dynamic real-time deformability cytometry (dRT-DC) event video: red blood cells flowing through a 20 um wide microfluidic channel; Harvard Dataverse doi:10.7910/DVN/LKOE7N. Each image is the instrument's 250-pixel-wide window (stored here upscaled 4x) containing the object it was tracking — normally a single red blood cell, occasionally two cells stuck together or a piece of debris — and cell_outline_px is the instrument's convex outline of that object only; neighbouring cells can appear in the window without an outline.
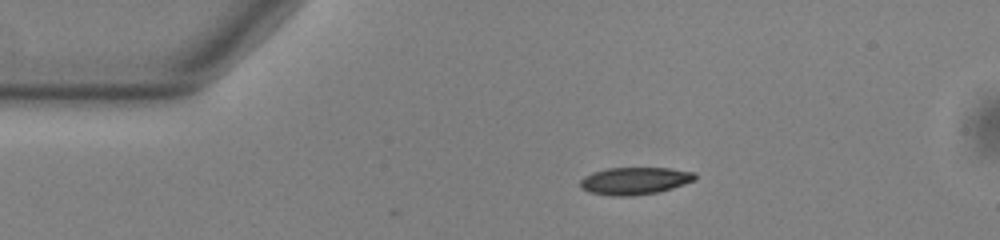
{"species": "common noctule bat (a hibernating species)", "species_latin": "Nyctalus noctula", "temperature_condition": "warm", "stored_images_in_passage": 33, "camera_frame_rate_fps": 3000, "um_per_image_px": 0.085, "animal": {"sex": "male", "body_mass_g": 13.0, "forearm_length_mm": 53.1}, "frame": {"image": 1, "passage_image": 1, "time_ms": 0.0, "image_size_px": [1000, 240], "cell_outline_px": [[696, 180], [672, 188], [656, 192], [632, 196], [612, 196], [588, 192], [580, 188], [580, 180], [584, 176], [592, 172], [608, 168], [672, 168], [696, 172]], "centroid_in_image_um": [53.95, 15.37], "position_along_channel_um": 31.1, "area_um2": 18.44}}
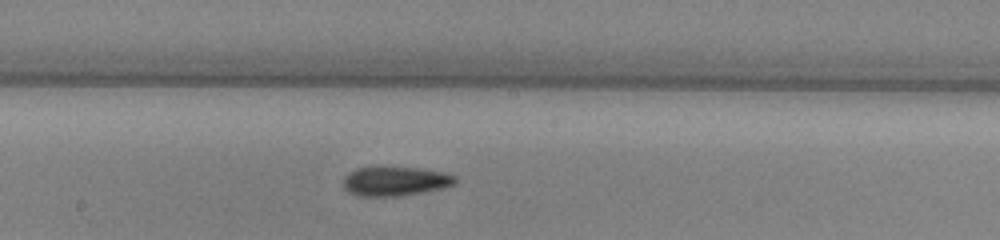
{"frame": {"image": 2, "passage_image": 19, "time_ms": 6.0, "image_size_px": [1000, 240], "cell_outline_px": [[456, 184], [444, 188], [396, 196], [356, 196], [348, 192], [344, 188], [344, 176], [348, 172], [356, 168], [380, 164], [384, 164], [420, 168], [444, 172], [456, 176]], "centroid_in_image_um": [33.55, 15.35], "position_along_channel_um": 214.6, "area_um2": 19.94}}
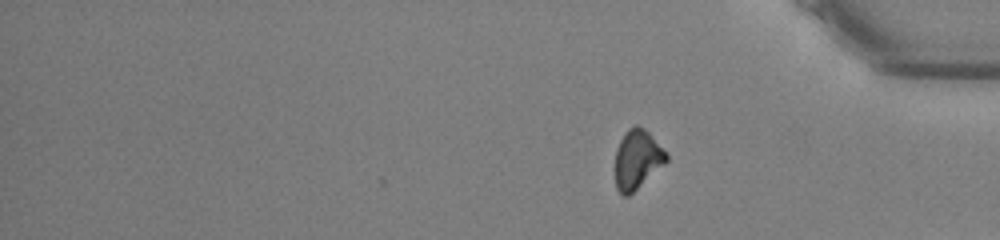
{"frame": {"image": 3, "passage_image": 33, "time_ms": 10.667, "image_size_px": [1000, 240], "cell_outline_px": [[668, 160], [664, 164], [628, 196], [624, 196], [616, 188], [612, 168], [616, 148], [624, 132], [628, 128], [636, 124], [644, 128], [668, 152]], "centroid_in_image_um": [54.11, 13.53], "position_along_channel_um": 381.1, "area_um2": 18.15}, "authors_computed_cell_mechanics": {"area_um2": 18.9006, "velocity_mm_per_s": 3.8364, "shape_relaxation_time_tau1_ms": 7.4153, "shape_relaxation_time_tau2_ms": 4.9749, "deformation_change_tau1": 0.1652, "deformation_change_tau2": 0.1285}}